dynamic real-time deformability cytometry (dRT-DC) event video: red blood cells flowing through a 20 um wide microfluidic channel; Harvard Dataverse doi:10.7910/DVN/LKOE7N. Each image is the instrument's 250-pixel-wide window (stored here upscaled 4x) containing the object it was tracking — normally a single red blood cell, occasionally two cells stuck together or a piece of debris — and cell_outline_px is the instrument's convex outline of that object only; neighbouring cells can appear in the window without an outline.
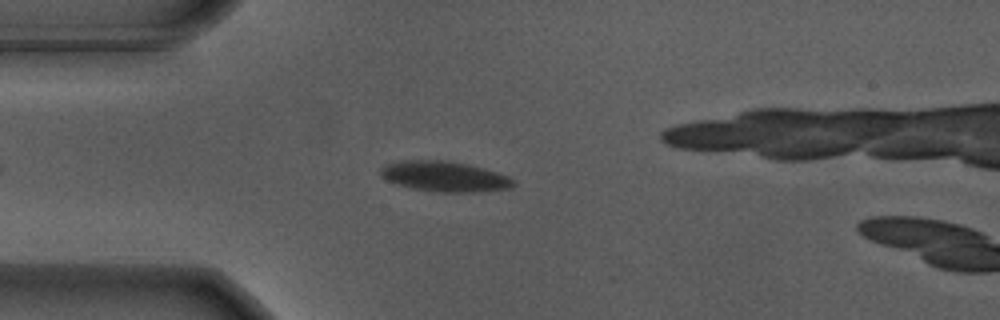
{"species": "Egyptian fruit bat (a non-hibernating species)", "species_latin": "Rousettus aegyptiacus", "temperature_condition": "warm", "stored_images_in_passage": 46, "camera_frame_rate_fps": 3000, "um_per_image_px": 0.085, "animal": {"sex": "male"}, "frame": {"image": 1, "passage_image": 9, "time_ms": 2.667, "image_size_px": [1000, 320], "cell_outline_px": [[516, 184], [512, 188], [476, 192], [440, 192], [412, 188], [396, 184], [380, 176], [380, 168], [388, 164], [400, 160], [444, 160], [468, 164], [496, 172], [508, 176]], "centroid_in_image_um": [37.78, 15.0], "position_along_channel_um": 47.2, "area_um2": 23.41}}
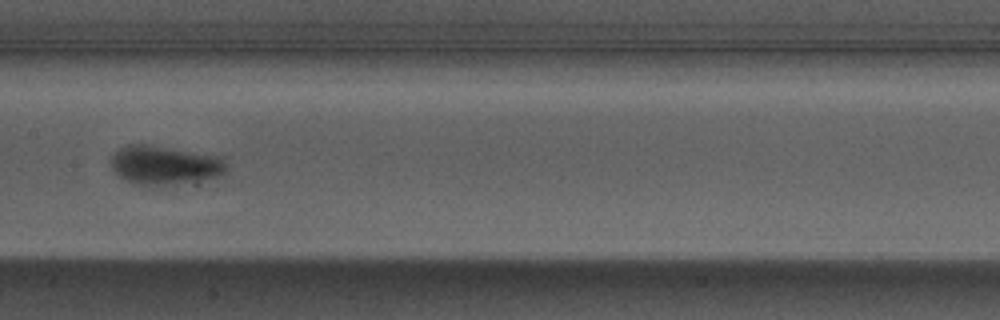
{"frame": {"image": 2, "passage_image": 22, "time_ms": 7.0, "image_size_px": [1000, 320], "cell_outline_px": [[228, 168], [220, 176], [160, 188], [132, 184], [120, 176], [112, 168], [108, 160], [112, 152], [128, 144], [144, 144], [224, 156]], "centroid_in_image_um": [13.98, 14.06], "position_along_channel_um": 193.4, "area_um2": 27.11}}
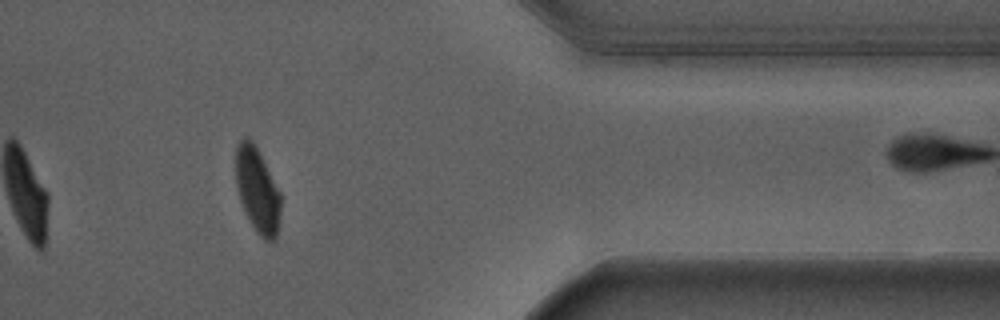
{"frame": {"image": 3, "passage_image": 40, "time_ms": 13.0, "image_size_px": [1000, 320], "cell_outline_px": [[280, 212], [276, 236], [272, 244], [264, 240], [256, 232], [244, 212], [236, 188], [236, 144], [244, 136], [248, 136], [252, 140], [280, 192]], "centroid_in_image_um": [21.85, 16.18], "position_along_channel_um": 389.5, "area_um2": 22.25}, "authors_computed_cell_mechanics": {"area_um2": 23.6691, "velocity_mm_per_s": 3.6822, "shape_relaxation_time_tau1_ms": 2.7652, "shape_relaxation_time_tau2_ms": null, "deformation_change_tau1": 0.1623, "deformation_change_tau2": null}}